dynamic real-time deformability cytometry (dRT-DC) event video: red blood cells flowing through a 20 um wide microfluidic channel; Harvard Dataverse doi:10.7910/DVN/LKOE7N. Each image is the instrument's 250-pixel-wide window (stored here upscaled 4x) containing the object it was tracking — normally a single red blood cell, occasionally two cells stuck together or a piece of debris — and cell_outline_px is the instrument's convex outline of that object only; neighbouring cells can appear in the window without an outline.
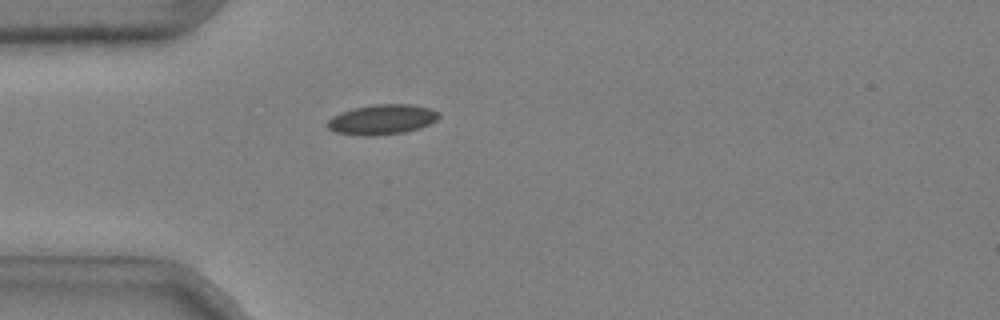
{"species": "common noctule bat (a hibernating species)", "species_latin": "Nyctalus noctula", "temperature_condition": "cold", "stored_images_in_passage": 47, "camera_frame_rate_fps": 3000, "um_per_image_px": 0.085, "animal": {"sex": "male", "body_mass_g": 20.4}, "frame": {"image": 1, "passage_image": 15, "time_ms": 4.667, "image_size_px": [1000, 320], "cell_outline_px": [[440, 116], [436, 120], [420, 128], [404, 132], [372, 136], [360, 136], [336, 132], [328, 128], [324, 124], [332, 116], [340, 112], [356, 108], [376, 104], [412, 104], [428, 108], [440, 112]], "centroid_in_image_um": [32.45, 10.16], "position_along_channel_um": 52.5, "area_um2": 19.54}}
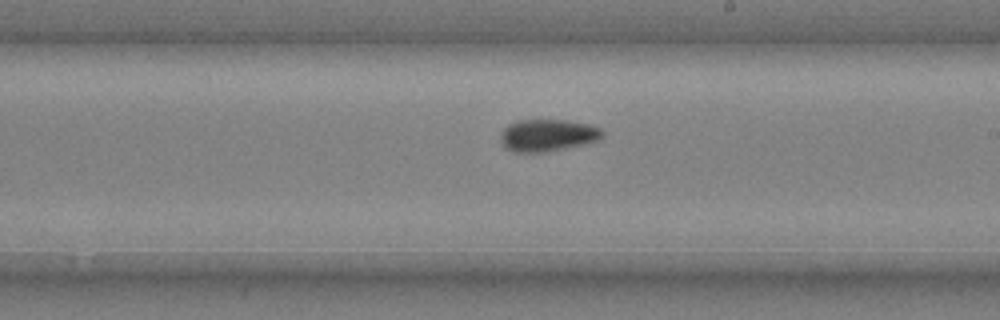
{"frame": {"image": 2, "passage_image": 31, "time_ms": 10.0, "image_size_px": [1000, 320], "cell_outline_px": [[604, 136], [596, 140], [584, 144], [544, 152], [512, 152], [504, 148], [500, 140], [500, 136], [504, 128], [508, 124], [516, 120], [568, 120], [588, 124], [600, 128], [604, 132]], "centroid_in_image_um": [46.51, 11.49], "position_along_channel_um": 242.5, "area_um2": 19.13}}
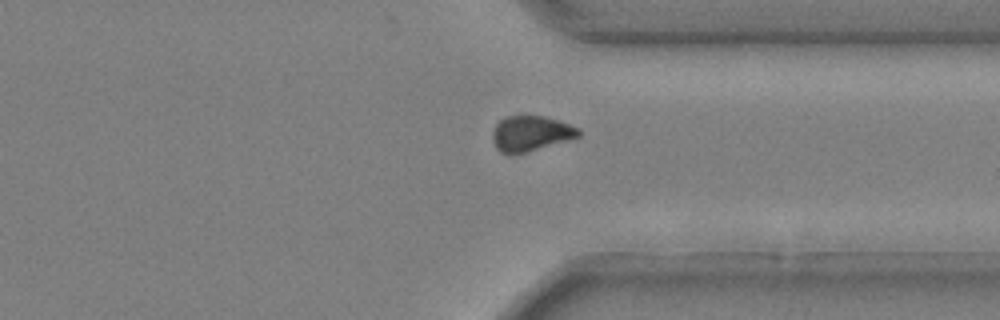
{"frame": {"image": 3, "passage_image": 41, "time_ms": 13.333, "image_size_px": [1000, 320], "cell_outline_px": [[580, 136], [568, 140], [524, 152], [500, 152], [496, 148], [492, 140], [492, 132], [496, 124], [500, 120], [508, 116], [544, 116], [560, 120], [580, 128]], "centroid_in_image_um": [45.13, 11.31], "position_along_channel_um": 366.3, "area_um2": 17.46}, "authors_computed_cell_mechanics": {"area_um2": 18.496, "velocity_mm_per_s": 3.7079, "shape_relaxation_time_tau1_ms": 5.64, "shape_relaxation_time_tau2_ms": 7.2831, "deformation_change_tau1": 0.0925, "deformation_change_tau2": 0.0724}}